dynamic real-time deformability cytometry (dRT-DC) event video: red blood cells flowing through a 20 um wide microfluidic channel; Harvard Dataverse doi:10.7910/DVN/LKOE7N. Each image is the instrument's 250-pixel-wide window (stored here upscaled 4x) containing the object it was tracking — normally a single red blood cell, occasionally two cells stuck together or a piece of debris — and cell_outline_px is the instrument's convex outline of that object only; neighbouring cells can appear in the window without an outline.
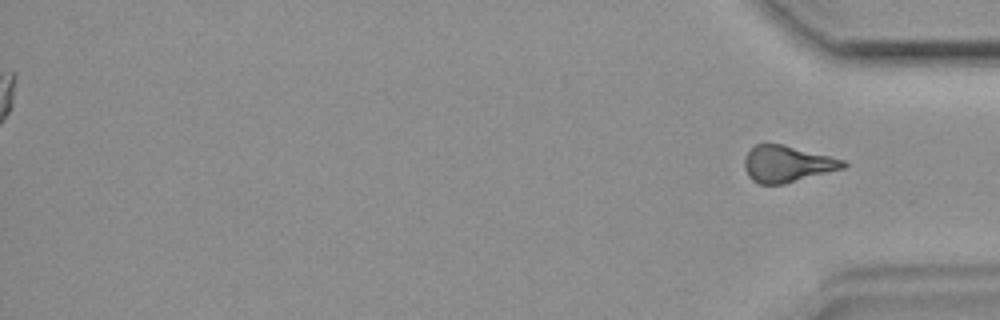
{"species": "common noctule bat (a hibernating species)", "species_latin": "Nyctalus noctula", "temperature_condition": "room temperature", "stored_images_in_passage": 43, "segment_of_instrument_passage": [2, 2], "camera_frame_rate_fps": 3000, "um_per_image_px": 0.085, "animal": {"sex": "female", "body_mass_g": 19.9}, "frame": {"image": 1, "passage_image": 43, "time_ms": 14.0, "image_size_px": [1000, 320], "cell_outline_px": [[848, 164], [844, 168], [784, 184], [760, 184], [752, 180], [748, 176], [744, 168], [744, 160], [748, 152], [756, 144], [784, 144], [844, 160]], "centroid_in_image_um": [66.89, 13.94], "position_along_channel_um": 368.3, "area_um2": 20.87}}